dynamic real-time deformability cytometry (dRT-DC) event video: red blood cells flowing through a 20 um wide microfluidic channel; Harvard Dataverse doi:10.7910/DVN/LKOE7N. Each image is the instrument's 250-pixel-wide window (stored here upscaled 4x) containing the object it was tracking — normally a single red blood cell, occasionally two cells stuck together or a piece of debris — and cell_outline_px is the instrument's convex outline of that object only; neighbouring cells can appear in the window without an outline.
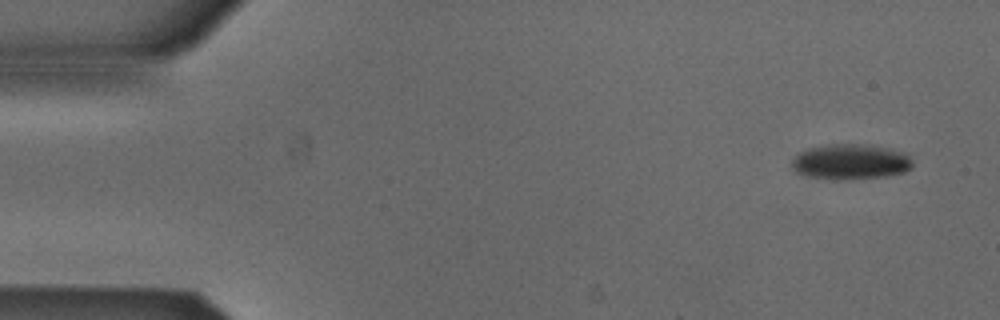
{"species": "Egyptian fruit bat (a non-hibernating species)", "species_latin": "Rousettus aegyptiacus", "temperature_condition": "cold", "stored_images_in_passage": 51, "camera_frame_rate_fps": 3000, "um_per_image_px": 0.085, "animal": {"sex": "male"}, "frame": {"image": 1, "passage_image": 1, "time_ms": 0.0, "image_size_px": [1000, 320], "cell_outline_px": [[912, 168], [904, 172], [884, 176], [836, 180], [808, 176], [796, 172], [792, 168], [792, 160], [800, 152], [808, 148], [832, 144], [856, 144], [884, 148], [908, 152], [912, 160]], "centroid_in_image_um": [72.31, 13.75], "position_along_channel_um": 12.7, "area_um2": 24.68}}
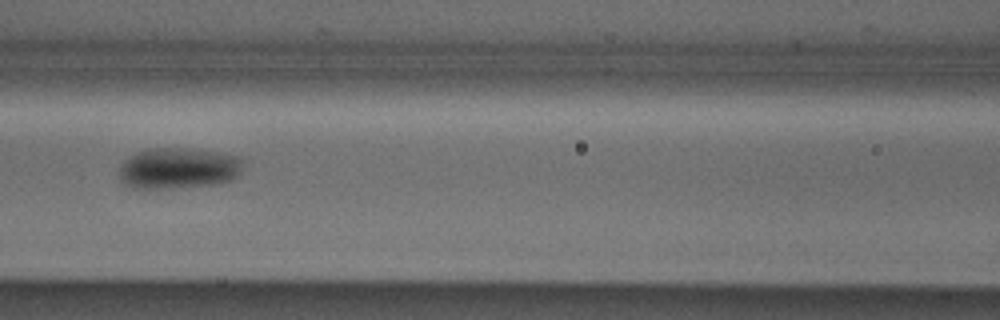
{"frame": {"image": 2, "passage_image": 21, "time_ms": 6.667, "image_size_px": [1000, 320], "cell_outline_px": [[240, 172], [236, 176], [228, 180], [216, 184], [176, 188], [136, 188], [124, 184], [120, 180], [120, 164], [128, 156], [136, 152], [148, 148], [184, 148], [212, 152], [236, 156], [240, 160]], "centroid_in_image_um": [15.07, 14.3], "position_along_channel_um": 151.5, "area_um2": 29.3}}
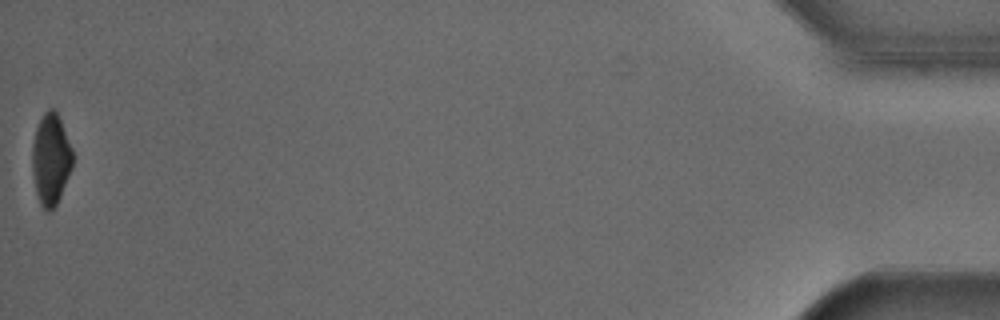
{"frame": {"image": 3, "passage_image": 51, "time_ms": 16.667, "image_size_px": [1000, 320], "cell_outline_px": [[72, 168], [60, 196], [52, 212], [48, 212], [40, 204], [36, 192], [32, 172], [32, 144], [36, 128], [44, 112], [48, 108], [52, 108], [56, 112], [60, 120], [72, 148]], "centroid_in_image_um": [4.3, 13.55], "position_along_channel_um": 430.9, "area_um2": 21.39}, "authors_computed_cell_mechanics": {"area_um2": 26.5302, "velocity_mm_per_s": 3.8364, "shape_relaxation_time_tau1_ms": 3.6869, "shape_relaxation_time_tau2_ms": null, "deformation_change_tau1": 0.1182, "deformation_change_tau2": null}}